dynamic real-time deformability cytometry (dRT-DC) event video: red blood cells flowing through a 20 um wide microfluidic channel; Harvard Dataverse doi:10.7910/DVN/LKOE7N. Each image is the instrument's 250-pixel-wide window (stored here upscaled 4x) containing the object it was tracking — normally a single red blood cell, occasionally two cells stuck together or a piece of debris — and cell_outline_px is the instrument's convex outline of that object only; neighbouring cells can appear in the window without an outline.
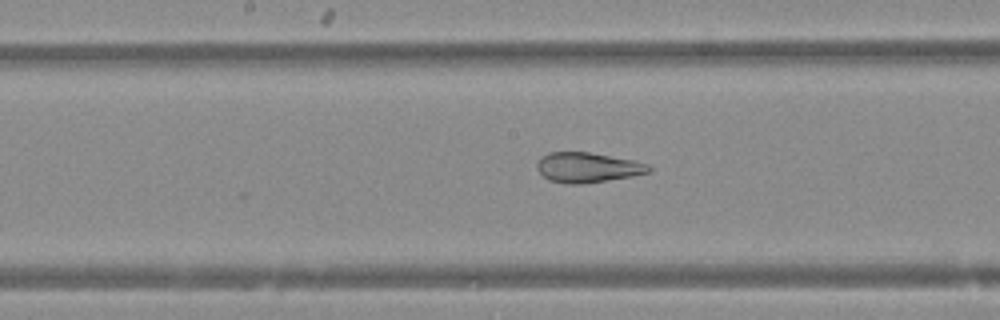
{"species": "Egyptian fruit bat (a non-hibernating species)", "species_latin": "Rousettus aegyptiacus", "temperature_condition": "warm", "stored_images_in_passage": 50, "camera_frame_rate_fps": 3000, "um_per_image_px": 0.085, "animal": {"sex": "female"}, "frame": {"image": 1, "passage_image": 25, "time_ms": 8.0, "image_size_px": [1000, 320], "cell_outline_px": [[652, 172], [632, 176], [580, 184], [568, 184], [548, 180], [536, 168], [536, 164], [540, 156], [548, 152], [588, 152], [632, 160], [648, 164], [652, 168]], "centroid_in_image_um": [49.92, 14.23], "position_along_channel_um": 198.3, "area_um2": 19.54}}
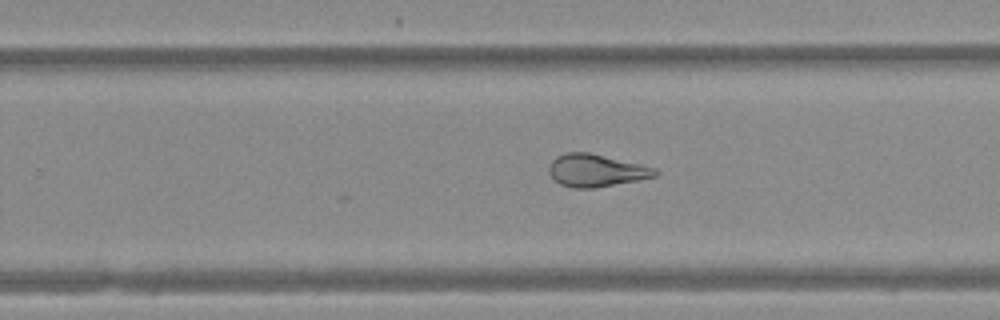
{"frame": {"image": 2, "passage_image": 31, "time_ms": 10.0, "image_size_px": [1000, 320], "cell_outline_px": [[660, 172], [656, 176], [636, 180], [592, 188], [572, 188], [560, 184], [548, 172], [548, 168], [552, 160], [556, 156], [568, 152], [588, 152], [656, 168]], "centroid_in_image_um": [50.64, 14.48], "position_along_channel_um": 279.2, "area_um2": 19.83}}
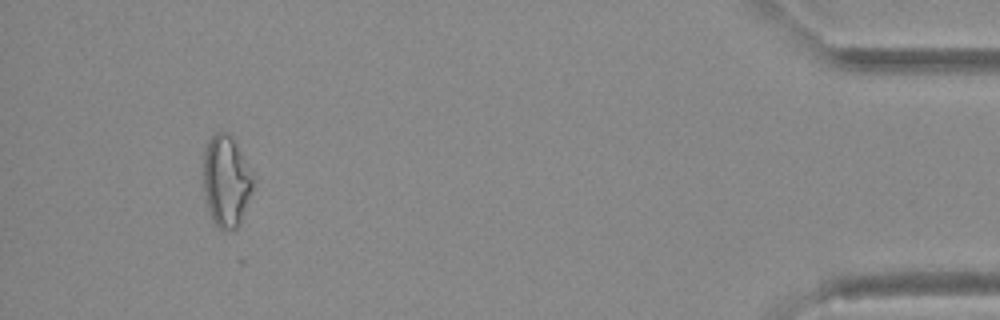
{"frame": {"image": 3, "passage_image": 46, "time_ms": 15.0, "image_size_px": [1000, 320], "cell_outline_px": [[252, 192], [240, 224], [236, 228], [228, 232], [220, 228], [212, 220], [208, 208], [204, 188], [204, 148], [208, 140], [216, 132], [228, 132], [232, 136], [252, 172]], "centroid_in_image_um": [19.23, 15.39], "position_along_channel_um": 416.0, "area_um2": 26.41}}